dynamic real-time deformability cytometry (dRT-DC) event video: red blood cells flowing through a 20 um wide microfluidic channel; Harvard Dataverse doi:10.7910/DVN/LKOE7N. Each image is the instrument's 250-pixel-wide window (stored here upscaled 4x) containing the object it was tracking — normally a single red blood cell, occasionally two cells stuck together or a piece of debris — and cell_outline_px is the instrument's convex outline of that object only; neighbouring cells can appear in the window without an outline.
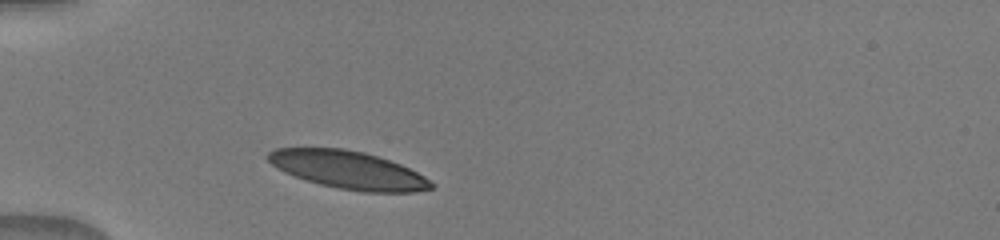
{"species": "human", "species_latin": "Homo sapiens", "temperature_condition": "warm", "stored_images_in_passage": 34, "camera_frame_rate_fps": 3000, "um_per_image_px": 0.085, "donor": {"sex": "male"}, "frame": {"image": 1, "passage_image": 1, "time_ms": 0.0, "image_size_px": [1000, 240], "cell_outline_px": [[436, 184], [432, 188], [416, 192], [364, 192], [340, 188], [320, 184], [284, 172], [272, 164], [264, 156], [268, 152], [276, 148], [344, 148], [364, 152], [400, 164], [424, 176]], "centroid_in_image_um": [29.6, 14.44], "position_along_channel_um": 55.4, "area_um2": 35.72}}
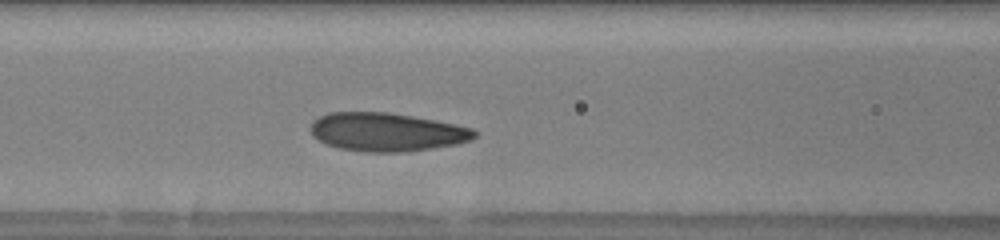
{"frame": {"image": 2, "passage_image": 8, "time_ms": 2.333, "image_size_px": [1000, 240], "cell_outline_px": [[476, 136], [472, 140], [456, 144], [408, 152], [364, 152], [340, 148], [316, 140], [312, 136], [312, 120], [328, 112], [388, 112], [436, 120], [472, 128], [476, 132]], "centroid_in_image_um": [32.86, 11.22], "position_along_channel_um": 133.7, "area_um2": 36.82}}
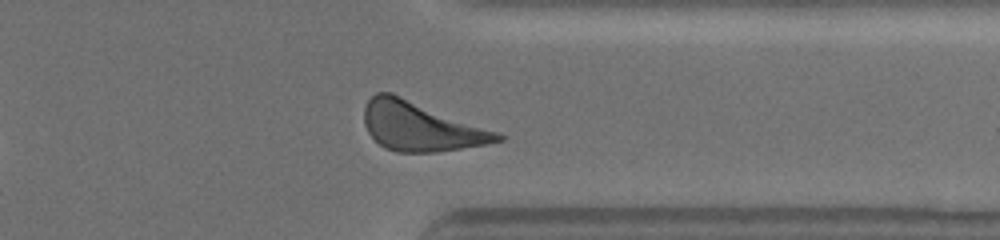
{"frame": {"image": 3, "passage_image": 26, "time_ms": 8.333, "image_size_px": [1000, 240], "cell_outline_px": [[508, 136], [504, 140], [484, 144], [436, 152], [396, 152], [384, 148], [368, 132], [364, 124], [364, 108], [368, 100], [376, 92], [392, 92], [500, 132]], "centroid_in_image_um": [35.78, 10.73], "position_along_channel_um": 375.6, "area_um2": 38.32}}